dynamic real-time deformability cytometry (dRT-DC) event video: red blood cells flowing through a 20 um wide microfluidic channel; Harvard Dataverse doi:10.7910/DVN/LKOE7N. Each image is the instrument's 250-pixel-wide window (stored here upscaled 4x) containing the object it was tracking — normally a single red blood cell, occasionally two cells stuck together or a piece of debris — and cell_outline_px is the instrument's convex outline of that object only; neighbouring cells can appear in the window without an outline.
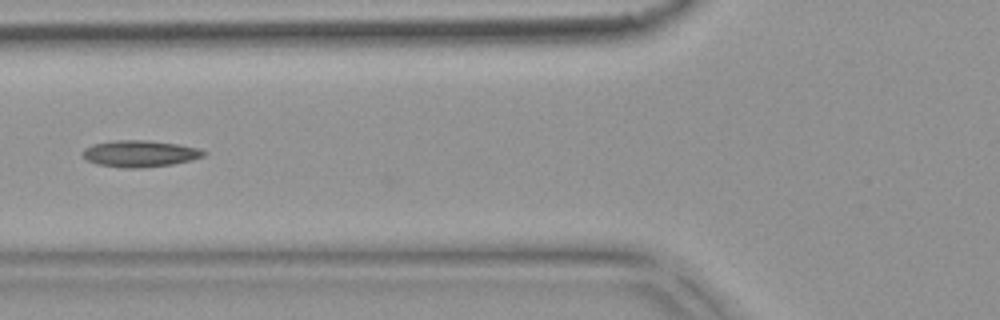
{"species": "common noctule bat (a hibernating species)", "species_latin": "Nyctalus noctula", "temperature_condition": "warm", "stored_images_in_passage": 2, "camera_frame_rate_fps": 3000, "um_per_image_px": 0.085, "animal": {"sex": "female", "body_mass_g": 18.4}, "frame": {"image": 1, "passage_image": 2, "time_ms": 0.333, "image_size_px": [1000, 320], "cell_outline_px": [[208, 152], [204, 156], [192, 160], [172, 164], [144, 168], [120, 168], [96, 164], [88, 160], [84, 156], [84, 148], [92, 144], [116, 140], [148, 140], [176, 144], [200, 148]], "centroid_in_image_um": [11.92, 13.06], "position_along_channel_um": 113.9, "area_um2": 18.84}}